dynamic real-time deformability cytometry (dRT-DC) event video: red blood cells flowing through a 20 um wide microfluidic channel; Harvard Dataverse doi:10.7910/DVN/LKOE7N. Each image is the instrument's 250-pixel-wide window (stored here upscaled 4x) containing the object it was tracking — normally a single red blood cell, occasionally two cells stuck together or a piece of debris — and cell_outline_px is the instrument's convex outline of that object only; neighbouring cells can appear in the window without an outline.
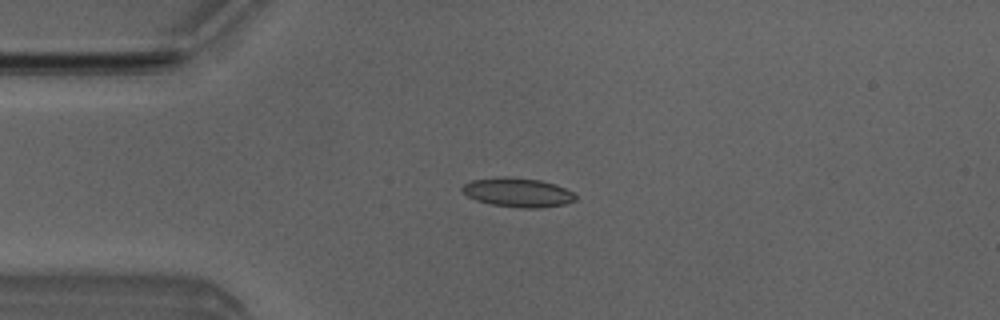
{"species": "Egyptian fruit bat (a non-hibernating species)", "species_latin": "Rousettus aegyptiacus", "temperature_condition": "room temperature", "stored_images_in_passage": 7, "camera_frame_rate_fps": 3000, "um_per_image_px": 0.085, "animal": {"sex": "male"}, "frame": {"image": 1, "passage_image": 4, "time_ms": 3.667, "image_size_px": [1000, 320], "cell_outline_px": [[576, 200], [564, 204], [540, 208], [520, 208], [492, 204], [476, 200], [468, 196], [460, 188], [464, 184], [472, 180], [500, 176], [508, 176], [540, 180], [556, 184], [572, 192], [576, 196]], "centroid_in_image_um": [44.01, 16.35], "position_along_channel_um": 41.0, "area_um2": 19.25}}